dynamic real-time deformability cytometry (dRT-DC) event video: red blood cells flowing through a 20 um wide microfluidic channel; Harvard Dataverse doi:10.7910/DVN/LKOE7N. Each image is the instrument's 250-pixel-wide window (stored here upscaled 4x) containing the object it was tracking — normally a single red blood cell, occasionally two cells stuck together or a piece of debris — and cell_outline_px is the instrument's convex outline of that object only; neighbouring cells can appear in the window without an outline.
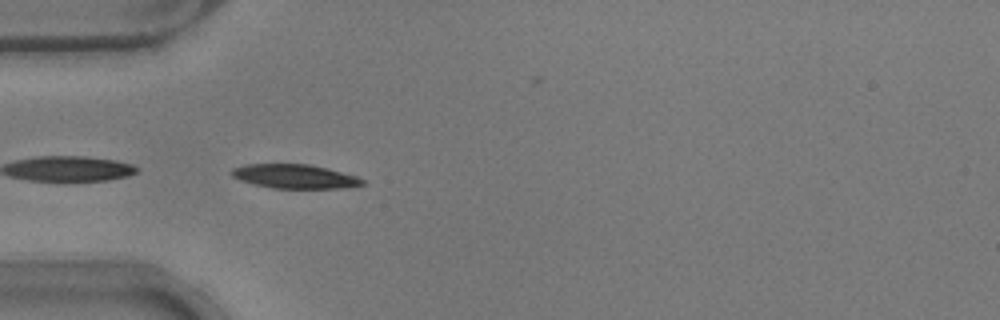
{"species": "common noctule bat (a hibernating species)", "species_latin": "Nyctalus noctula", "temperature_condition": "warm", "stored_images_in_passage": 39, "camera_frame_rate_fps": 3000, "um_per_image_px": 0.085, "animal": {"sex": "male", "body_mass_g": 17.9}, "frame": {"image": 1, "passage_image": 1, "time_ms": 0.0, "image_size_px": [1000, 320], "cell_outline_px": [[364, 184], [348, 188], [272, 188], [252, 184], [240, 180], [232, 176], [232, 168], [244, 164], [308, 164], [328, 168], [356, 176], [364, 180]], "centroid_in_image_um": [25.05, 14.99], "position_along_channel_um": 60.0, "area_um2": 18.38}}
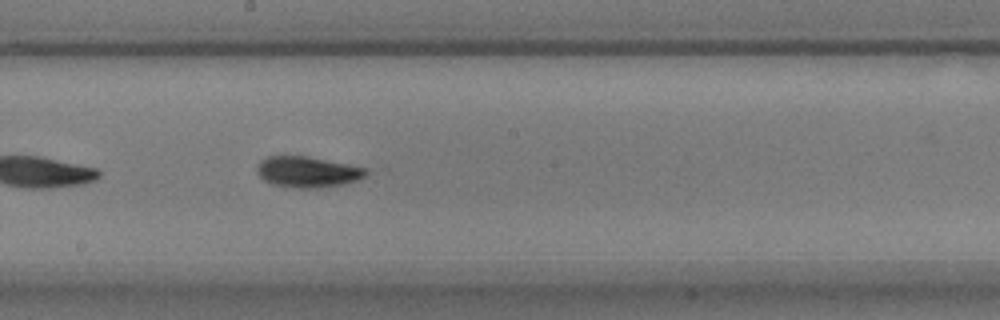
{"frame": {"image": 2, "passage_image": 14, "time_ms": 4.333, "image_size_px": [1000, 320], "cell_outline_px": [[368, 172], [364, 176], [356, 180], [344, 184], [320, 188], [296, 188], [272, 184], [264, 180], [256, 172], [256, 168], [260, 160], [268, 156], [308, 156], [368, 168]], "centroid_in_image_um": [26.13, 14.61], "position_along_channel_um": 222.1, "area_um2": 19.71}}
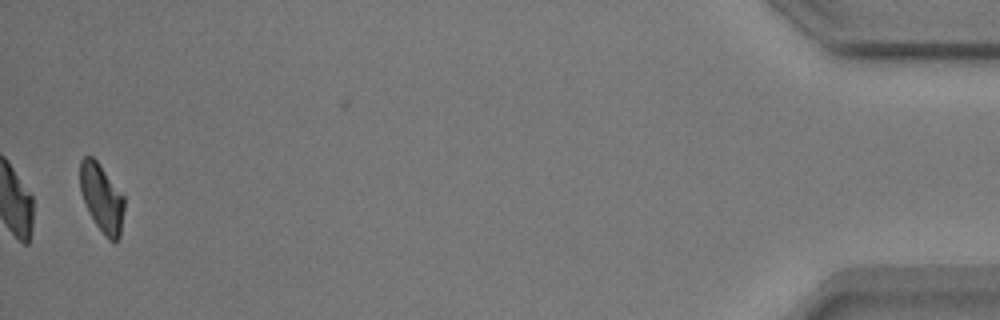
{"frame": {"image": 3, "passage_image": 37, "time_ms": 12.0, "image_size_px": [1000, 320], "cell_outline_px": [[124, 208], [120, 236], [116, 244], [108, 240], [96, 224], [80, 192], [80, 160], [84, 156], [92, 156], [96, 160], [124, 196]], "centroid_in_image_um": [8.66, 16.85], "position_along_channel_um": 426.5, "area_um2": 17.34}, "authors_computed_cell_mechanics": {"area_um2": 19.074, "velocity_mm_per_s": 3.799, "shape_relaxation_time_tau1_ms": 4.1945, "shape_relaxation_time_tau2_ms": null, "deformation_change_tau1": 0.1996, "deformation_change_tau2": null}}